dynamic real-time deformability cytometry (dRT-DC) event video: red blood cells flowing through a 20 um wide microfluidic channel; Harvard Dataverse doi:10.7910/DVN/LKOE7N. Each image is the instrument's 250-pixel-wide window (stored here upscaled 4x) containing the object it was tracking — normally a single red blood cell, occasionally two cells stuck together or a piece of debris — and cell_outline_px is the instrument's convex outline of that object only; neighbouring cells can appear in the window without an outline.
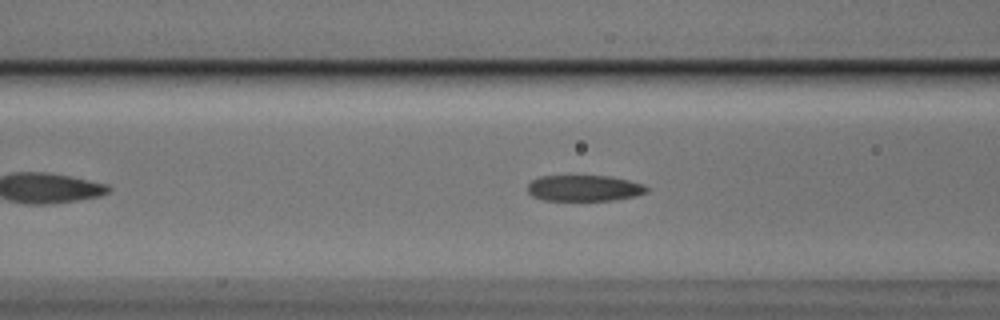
{"species": "Egyptian fruit bat (a non-hibernating species)", "species_latin": "Rousettus aegyptiacus", "temperature_condition": "cold", "stored_images_in_passage": 47, "camera_frame_rate_fps": 3000, "um_per_image_px": 0.085, "animal": {"sex": "male"}, "frame": {"image": 1, "passage_image": 13, "time_ms": 4.0, "image_size_px": [1000, 320], "cell_outline_px": [[648, 192], [636, 196], [616, 200], [544, 200], [532, 196], [528, 192], [528, 184], [532, 180], [540, 176], [608, 176], [628, 180], [644, 184], [648, 188]], "centroid_in_image_um": [49.67, 15.99], "position_along_channel_um": 116.9, "area_um2": 18.09}}
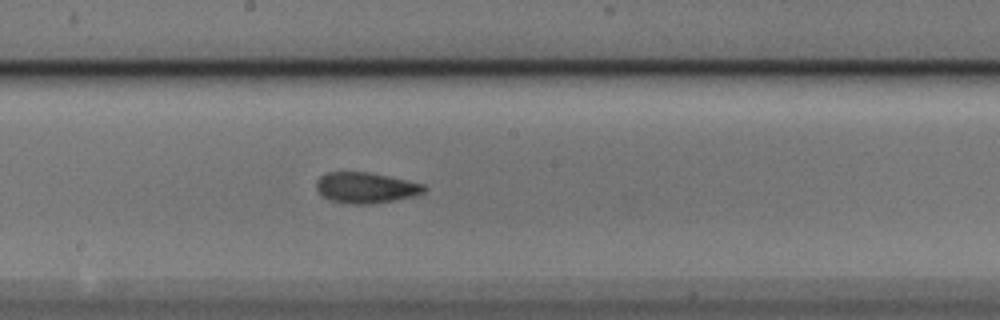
{"frame": {"image": 2, "passage_image": 21, "time_ms": 6.667, "image_size_px": [1000, 320], "cell_outline_px": [[428, 188], [424, 192], [412, 196], [396, 200], [372, 204], [348, 204], [332, 200], [324, 196], [316, 188], [316, 180], [320, 176], [328, 172], [368, 172], [388, 176], [424, 184]], "centroid_in_image_um": [31.1, 15.95], "position_along_channel_um": 217.1, "area_um2": 19.25}}
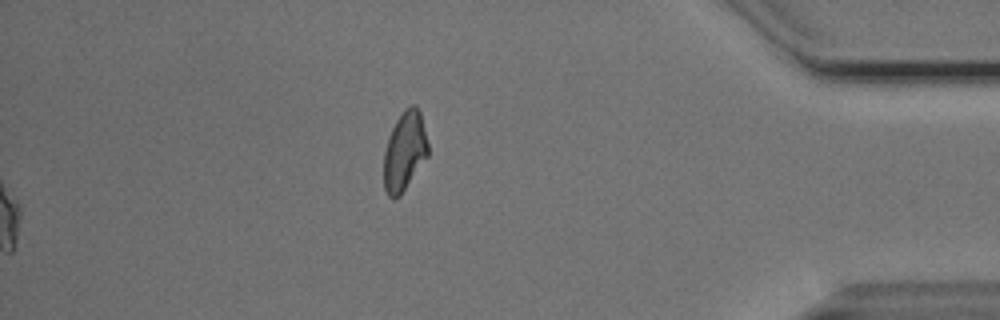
{"frame": {"image": 3, "passage_image": 47, "time_ms": 15.333, "image_size_px": [1000, 320], "cell_outline_px": [[428, 156], [400, 196], [388, 196], [384, 188], [384, 152], [388, 136], [396, 120], [404, 108], [412, 104], [416, 104], [420, 112], [428, 144]], "centroid_in_image_um": [34.39, 12.82], "position_along_channel_um": 400.8, "area_um2": 20.35}, "authors_computed_cell_mechanics": {"area_um2": 19.1318, "velocity_mm_per_s": 3.7488, "shape_relaxation_time_tau1_ms": 4.0447, "shape_relaxation_time_tau2_ms": 6.146, "deformation_change_tau1": 0.1454, "deformation_change_tau2": 0.1593}}